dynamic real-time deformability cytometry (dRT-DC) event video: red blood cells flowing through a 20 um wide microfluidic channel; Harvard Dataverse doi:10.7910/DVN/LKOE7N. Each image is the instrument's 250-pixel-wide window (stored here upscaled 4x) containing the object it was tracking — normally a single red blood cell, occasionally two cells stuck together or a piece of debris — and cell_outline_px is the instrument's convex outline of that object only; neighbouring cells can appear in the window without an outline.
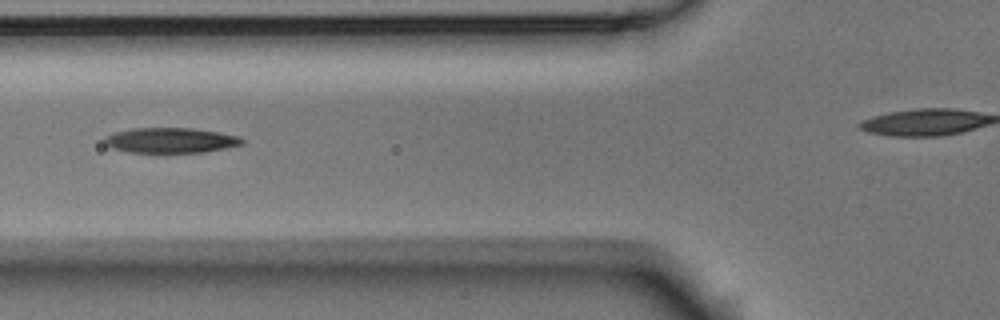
{"species": "Egyptian fruit bat (a non-hibernating species)", "species_latin": "Rousettus aegyptiacus", "temperature_condition": "room temperature", "stored_images_in_passage": 6, "camera_frame_rate_fps": 3000, "um_per_image_px": 0.085, "animal": {"sex": "male"}, "frame": {"image": 1, "passage_image": 6, "time_ms": 1.667, "image_size_px": [1000, 320], "cell_outline_px": [[244, 144], [204, 152], [128, 152], [112, 148], [104, 144], [104, 140], [108, 136], [116, 132], [132, 128], [192, 128], [220, 132], [240, 136], [244, 140]], "centroid_in_image_um": [14.54, 11.92], "position_along_channel_um": 111.3, "area_um2": 20.11}}